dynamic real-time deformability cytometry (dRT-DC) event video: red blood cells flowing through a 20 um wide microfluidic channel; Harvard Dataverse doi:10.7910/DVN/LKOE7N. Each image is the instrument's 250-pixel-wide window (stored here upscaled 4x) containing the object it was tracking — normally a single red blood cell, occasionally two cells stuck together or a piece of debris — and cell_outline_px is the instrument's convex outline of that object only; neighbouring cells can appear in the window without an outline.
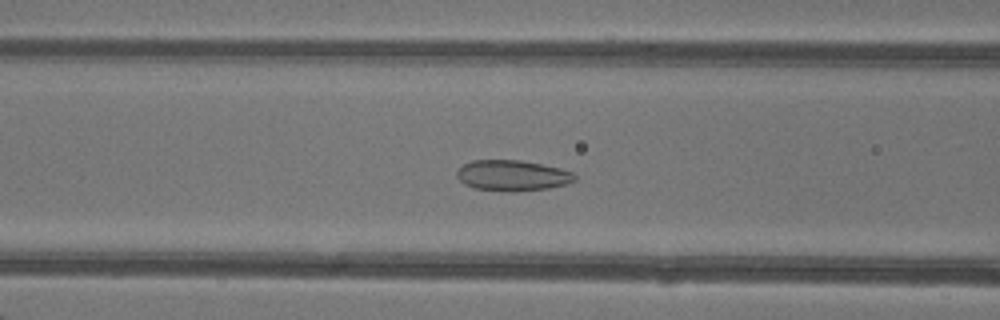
{"species": "common noctule bat (a hibernating species)", "species_latin": "Nyctalus noctula", "temperature_condition": "warm", "stored_images_in_passage": 47, "camera_frame_rate_fps": 3000, "um_per_image_px": 0.085, "animal": {"sex": "female"}, "frame": {"image": 1, "passage_image": 19, "time_ms": 6.0, "image_size_px": [1000, 320], "cell_outline_px": [[576, 180], [568, 184], [548, 188], [512, 192], [472, 188], [464, 184], [456, 176], [456, 172], [464, 164], [472, 160], [520, 160], [560, 168], [576, 172]], "centroid_in_image_um": [43.58, 14.92], "position_along_channel_um": 123.0, "area_um2": 21.27}}
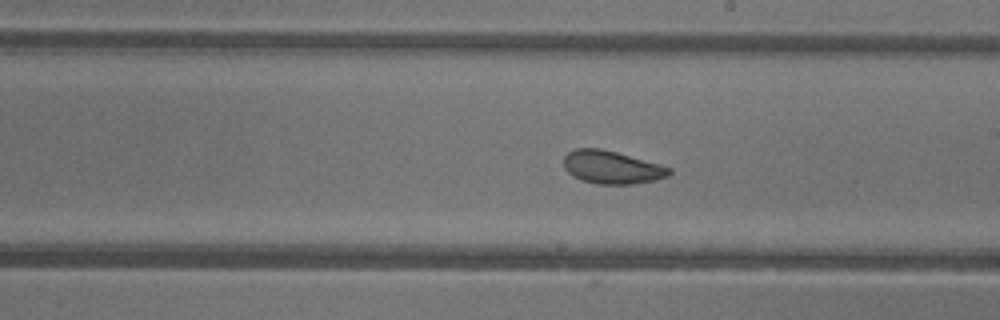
{"frame": {"image": 2, "passage_image": 27, "time_ms": 8.667, "image_size_px": [1000, 320], "cell_outline_px": [[672, 172], [668, 176], [652, 180], [632, 184], [596, 184], [580, 180], [572, 176], [564, 168], [564, 156], [568, 152], [576, 148], [600, 148], [616, 152], [672, 168]], "centroid_in_image_um": [51.96, 14.22], "position_along_channel_um": 237.0, "area_um2": 20.17}}
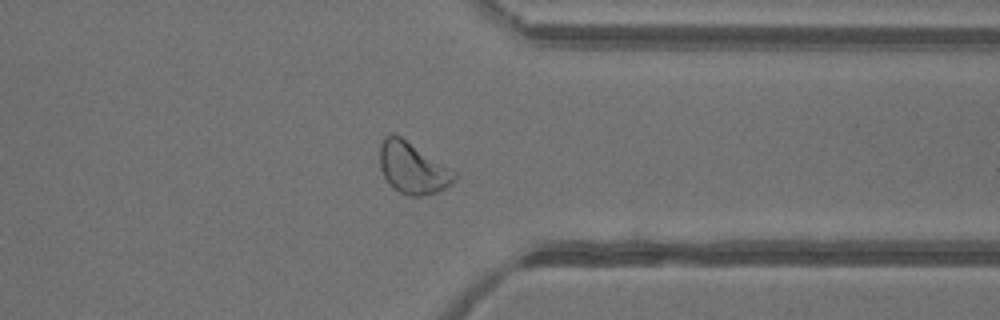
{"frame": {"image": 3, "passage_image": 37, "time_ms": 12.0, "image_size_px": [1000, 320], "cell_outline_px": [[456, 176], [444, 188], [436, 192], [424, 196], [408, 196], [400, 192], [388, 184], [380, 168], [380, 144], [384, 136], [400, 136], [456, 172]], "centroid_in_image_um": [35.03, 14.3], "position_along_channel_um": 376.4, "area_um2": 21.85}, "authors_computed_cell_mechanics": {"area_um2": 23.9292, "velocity_mm_per_s": 4.2734, "shape_relaxation_time_tau1_ms": 6.3807, "shape_relaxation_time_tau2_ms": 1.5761, "deformation_change_tau1": 0.1295, "deformation_change_tau2": 0.0753}}